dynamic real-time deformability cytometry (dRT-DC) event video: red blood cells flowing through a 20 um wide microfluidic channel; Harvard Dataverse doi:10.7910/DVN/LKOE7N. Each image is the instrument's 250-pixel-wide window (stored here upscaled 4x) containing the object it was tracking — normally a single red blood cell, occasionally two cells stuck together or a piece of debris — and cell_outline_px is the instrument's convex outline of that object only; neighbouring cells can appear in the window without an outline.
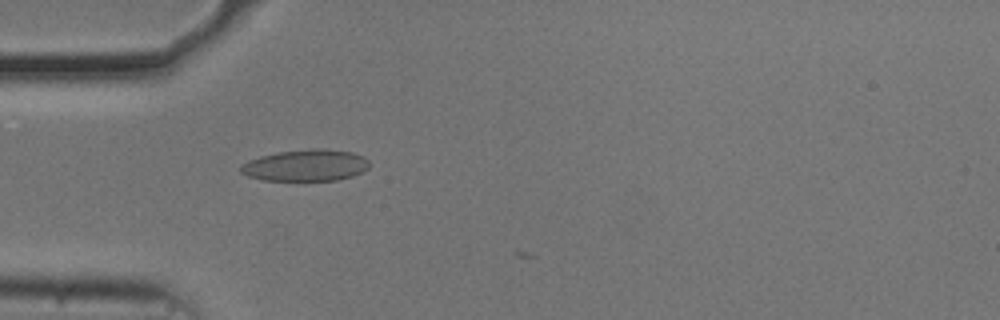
{"species": "common noctule bat (a hibernating species)", "species_latin": "Nyctalus noctula", "temperature_condition": "cold", "stored_images_in_passage": 6, "camera_frame_rate_fps": 3000, "um_per_image_px": 0.085, "animal": {"sex": "male", "body_mass_g": 20.5, "forearm_length_mm": 52.5}, "frame": {"image": 1, "passage_image": 4, "time_ms": 1.0, "image_size_px": [1000, 320], "cell_outline_px": [[368, 168], [364, 172], [352, 176], [336, 180], [264, 180], [248, 176], [240, 172], [240, 164], [248, 160], [260, 156], [280, 152], [312, 148], [324, 148], [352, 152], [364, 156], [368, 160]], "centroid_in_image_um": [26.0, 14.05], "position_along_channel_um": 59.0, "area_um2": 23.76}}